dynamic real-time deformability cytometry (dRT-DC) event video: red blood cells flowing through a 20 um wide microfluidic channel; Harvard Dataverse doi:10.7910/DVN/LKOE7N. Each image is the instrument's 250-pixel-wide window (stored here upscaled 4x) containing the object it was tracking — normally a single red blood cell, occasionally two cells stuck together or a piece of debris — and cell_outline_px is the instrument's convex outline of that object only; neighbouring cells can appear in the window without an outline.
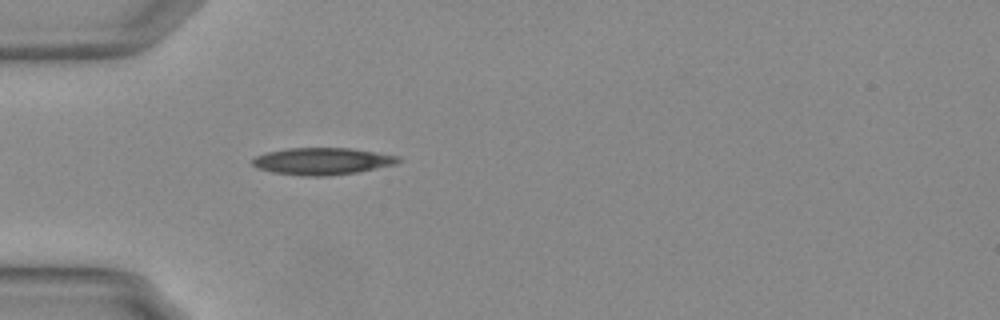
{"species": "Egyptian fruit bat (a non-hibernating species)", "species_latin": "Rousettus aegyptiacus", "temperature_condition": "warm", "stored_images_in_passage": 34, "camera_frame_rate_fps": 3000, "um_per_image_px": 0.085, "animal": {"sex": "female"}, "frame": {"image": 1, "passage_image": 1, "time_ms": 0.0, "image_size_px": [1000, 320], "cell_outline_px": [[400, 160], [396, 164], [356, 172], [328, 176], [300, 176], [272, 172], [256, 168], [252, 164], [252, 160], [256, 156], [268, 152], [288, 148], [352, 148], [400, 156]], "centroid_in_image_um": [27.38, 13.7], "position_along_channel_um": 57.6, "area_um2": 22.95}}
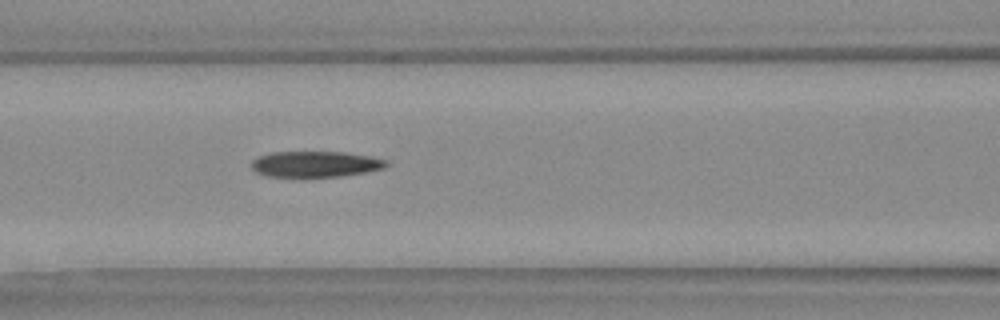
{"frame": {"image": 2, "passage_image": 8, "time_ms": 2.333, "image_size_px": [1000, 320], "cell_outline_px": [[388, 164], [384, 168], [364, 172], [340, 176], [268, 176], [256, 172], [252, 168], [252, 160], [256, 156], [272, 152], [344, 152], [372, 156], [388, 160]], "centroid_in_image_um": [26.81, 13.93], "position_along_channel_um": 139.8, "area_um2": 20.23}}
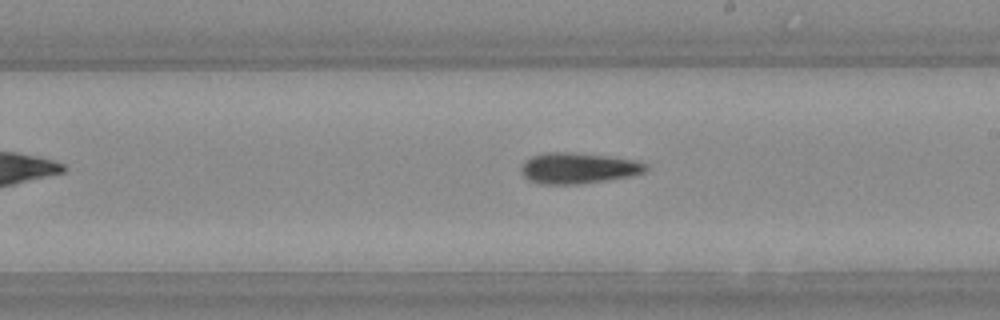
{"frame": {"image": 3, "passage_image": 16, "time_ms": 5.0, "image_size_px": [1000, 320], "cell_outline_px": [[648, 168], [644, 172], [632, 176], [580, 184], [540, 184], [528, 180], [520, 172], [520, 168], [532, 156], [544, 152], [568, 152], [604, 156], [636, 160], [644, 164]], "centroid_in_image_um": [49.12, 14.3], "position_along_channel_um": 239.9, "area_um2": 22.25}}